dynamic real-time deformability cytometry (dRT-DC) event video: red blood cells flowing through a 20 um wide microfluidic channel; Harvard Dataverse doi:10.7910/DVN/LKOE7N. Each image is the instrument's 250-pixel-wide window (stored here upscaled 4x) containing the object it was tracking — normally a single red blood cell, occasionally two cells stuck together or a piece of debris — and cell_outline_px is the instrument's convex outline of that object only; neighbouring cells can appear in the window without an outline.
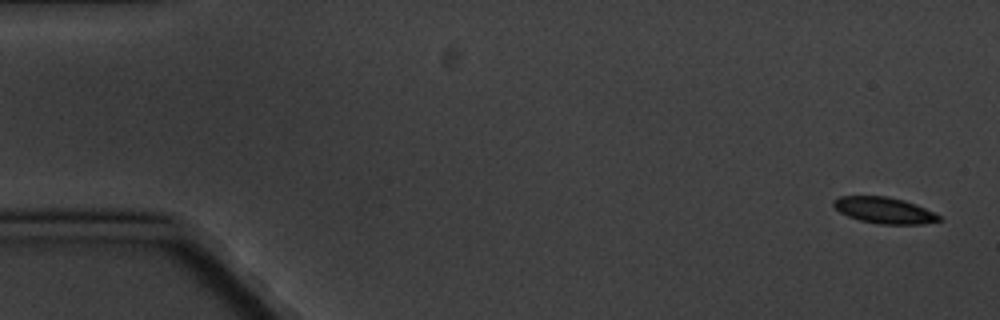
{"species": "common noctule bat (a hibernating species)", "species_latin": "Nyctalus noctula", "temperature_condition": "cold", "stored_images_in_passage": 5, "camera_frame_rate_fps": 3000, "um_per_image_px": 0.085, "animal": {"sex": "male", "body_mass_g": 20.1, "forearm_length_mm": 53.5}, "frame": {"image": 1, "passage_image": 1, "time_ms": 0.0, "image_size_px": [1000, 320], "cell_outline_px": [[940, 220], [924, 224], [880, 224], [860, 220], [848, 216], [840, 212], [832, 204], [832, 200], [840, 196], [888, 196], [904, 200], [916, 204], [940, 216]], "centroid_in_image_um": [75.13, 17.87], "position_along_channel_um": 9.9, "area_um2": 16.01}}